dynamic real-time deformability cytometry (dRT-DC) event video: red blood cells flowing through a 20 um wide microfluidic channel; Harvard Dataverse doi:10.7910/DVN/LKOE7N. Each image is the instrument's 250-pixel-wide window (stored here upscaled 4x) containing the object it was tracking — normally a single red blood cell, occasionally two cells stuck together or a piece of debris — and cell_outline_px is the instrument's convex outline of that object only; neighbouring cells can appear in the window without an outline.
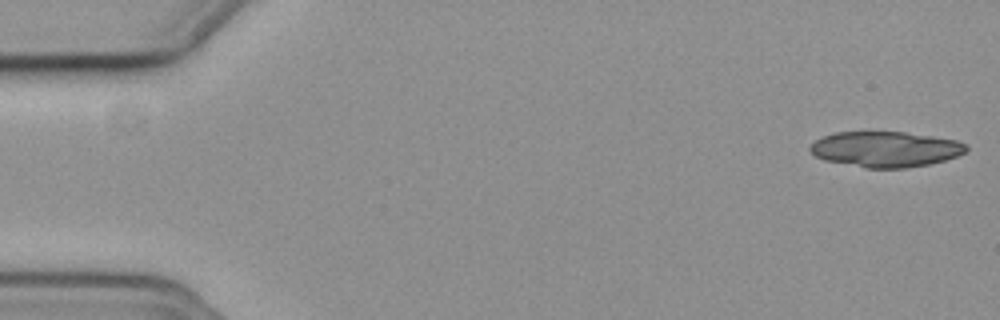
{"species": "common noctule bat (a hibernating species)", "species_latin": "Nyctalus noctula", "temperature_condition": "cold", "stored_images_in_passage": 51, "camera_frame_rate_fps": 3000, "um_per_image_px": 0.085, "animal": {"sex": "female", "body_mass_g": 19.3, "forearm_length_mm": 54.1}, "frame": {"image": 1, "passage_image": 1, "time_ms": 0.0, "image_size_px": [1000, 320], "cell_outline_px": [[968, 148], [964, 152], [956, 156], [944, 160], [928, 164], [908, 168], [864, 168], [824, 160], [816, 156], [808, 148], [816, 140], [824, 136], [836, 132], [904, 132], [932, 136], [956, 140], [968, 144]], "centroid_in_image_um": [75.27, 12.69], "position_along_channel_um": 9.7, "area_um2": 32.25}}
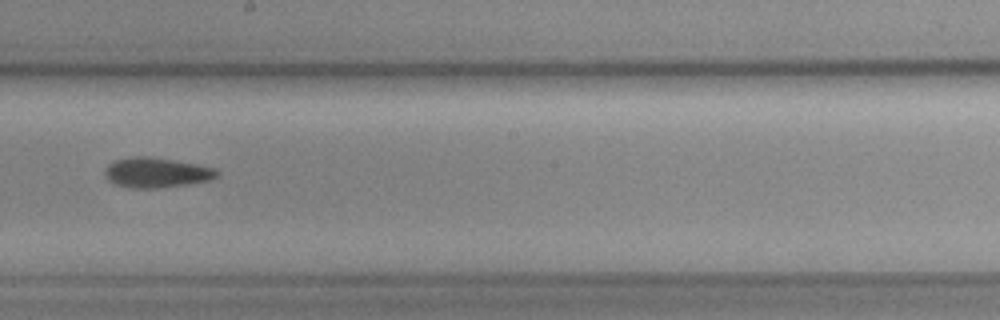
{"frame": {"image": 2, "passage_image": 31, "time_ms": 10.0, "image_size_px": [1000, 320], "cell_outline_px": [[220, 176], [208, 180], [188, 184], [160, 188], [128, 188], [116, 184], [108, 180], [104, 172], [108, 164], [116, 160], [132, 156], [148, 156], [196, 164], [216, 168], [220, 172]], "centroid_in_image_um": [13.31, 14.67], "position_along_channel_um": 234.9, "area_um2": 19.65}}
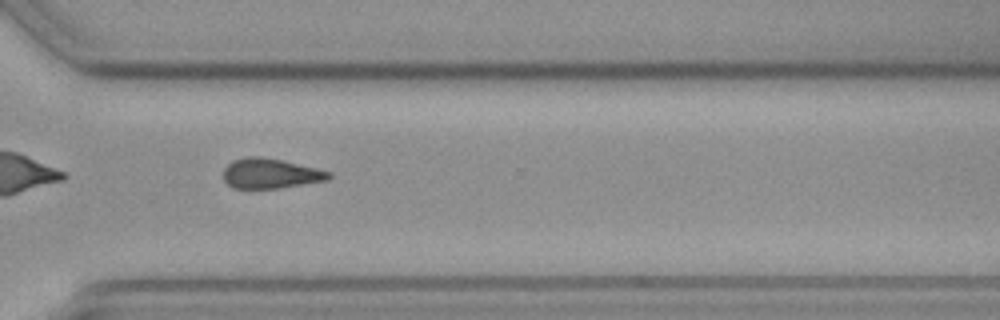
{"frame": {"image": 3, "passage_image": 40, "time_ms": 13.0, "image_size_px": [1000, 320], "cell_outline_px": [[332, 176], [328, 180], [280, 188], [232, 188], [224, 180], [224, 168], [232, 160], [248, 156], [260, 156], [280, 160], [316, 168], [332, 172]], "centroid_in_image_um": [22.99, 14.75], "position_along_channel_um": 347.6, "area_um2": 18.38}}